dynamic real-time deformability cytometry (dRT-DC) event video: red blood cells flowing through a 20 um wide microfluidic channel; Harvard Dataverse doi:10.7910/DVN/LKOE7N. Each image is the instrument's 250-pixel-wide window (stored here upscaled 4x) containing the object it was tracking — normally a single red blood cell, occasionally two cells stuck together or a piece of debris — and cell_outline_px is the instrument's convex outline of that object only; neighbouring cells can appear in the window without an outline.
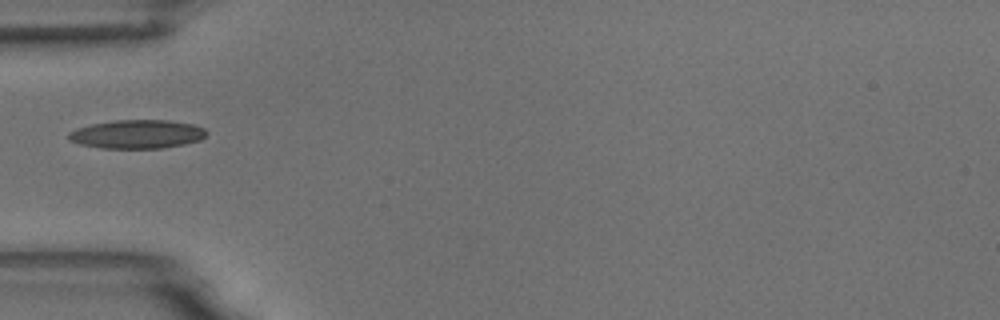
{"species": "common noctule bat (a hibernating species)", "species_latin": "Nyctalus noctula", "temperature_condition": "room temperature", "stored_images_in_passage": 9, "camera_frame_rate_fps": 3000, "um_per_image_px": 0.085, "animal": {"sex": "male", "body_mass_g": 18.8}, "frame": {"image": 1, "passage_image": 3, "time_ms": 3.333, "image_size_px": [1000, 320], "cell_outline_px": [[208, 132], [200, 140], [184, 144], [164, 148], [100, 148], [80, 144], [68, 140], [68, 132], [76, 128], [92, 124], [116, 120], [168, 120], [192, 124], [204, 128]], "centroid_in_image_um": [11.64, 11.4], "position_along_channel_um": 73.4, "area_um2": 23.06}}
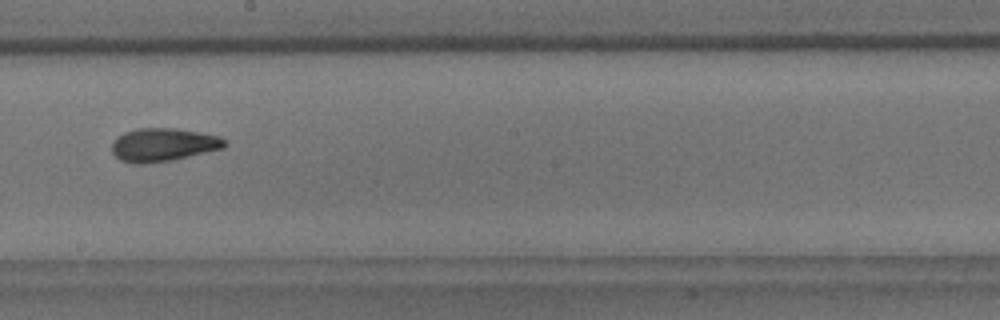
{"frame": {"image": 2, "passage_image": 7, "time_ms": 7.667, "image_size_px": [1000, 320], "cell_outline_px": [[228, 144], [224, 148], [172, 160], [144, 164], [136, 164], [120, 160], [112, 152], [112, 144], [124, 132], [140, 128], [176, 128], [200, 132], [220, 136]], "centroid_in_image_um": [13.9, 12.31], "position_along_channel_um": 234.3, "area_um2": 21.79}}
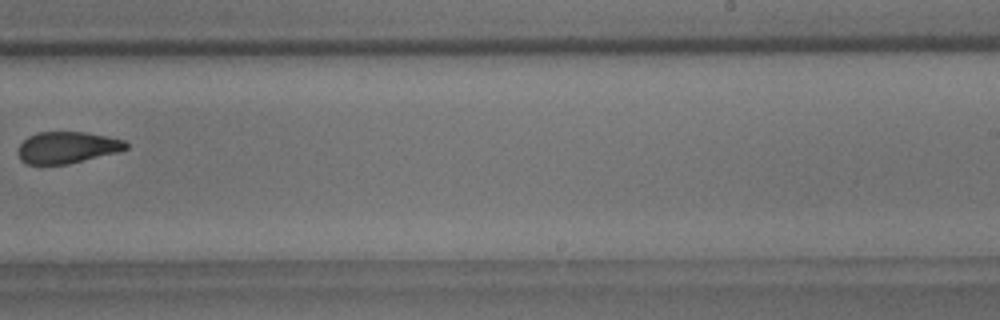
{"frame": {"image": 3, "passage_image": 8, "time_ms": 9.0, "image_size_px": [1000, 320], "cell_outline_px": [[128, 148], [120, 152], [68, 164], [28, 164], [20, 160], [16, 152], [20, 144], [28, 136], [36, 132], [84, 132], [108, 136], [124, 140], [128, 144]], "centroid_in_image_um": [5.71, 12.53], "position_along_channel_um": 283.3, "area_um2": 20.11}}